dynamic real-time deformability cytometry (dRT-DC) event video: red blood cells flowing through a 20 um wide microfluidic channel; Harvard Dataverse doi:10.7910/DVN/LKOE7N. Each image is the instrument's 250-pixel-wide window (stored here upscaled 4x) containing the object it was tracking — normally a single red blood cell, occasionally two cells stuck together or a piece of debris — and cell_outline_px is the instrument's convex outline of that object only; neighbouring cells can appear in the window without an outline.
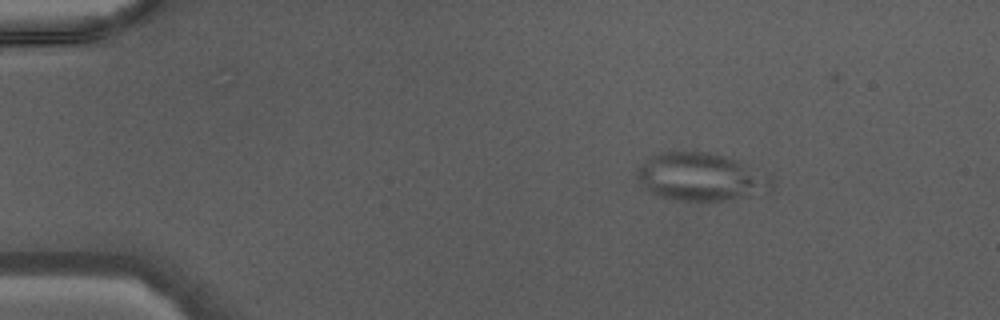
{"species": "Egyptian fruit bat (a non-hibernating species)", "species_latin": "Rousettus aegyptiacus", "temperature_condition": "warm", "stored_images_in_passage": 39, "camera_frame_rate_fps": 3000, "um_per_image_px": 0.085, "animal": {"sex": "male"}, "frame": {"image": 1, "passage_image": 1, "time_ms": 0.0, "image_size_px": [1000, 320], "cell_outline_px": [[776, 180], [772, 184], [752, 196], [724, 200], [680, 200], [660, 196], [644, 188], [636, 172], [652, 156], [660, 152], [708, 152], [736, 160], [772, 176]], "centroid_in_image_um": [59.59, 15.03], "position_along_channel_um": 25.4, "area_um2": 36.59}}
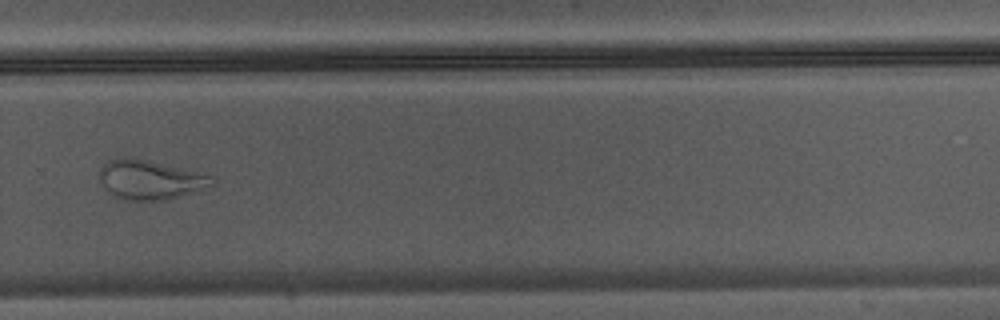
{"frame": {"image": 2, "passage_image": 26, "time_ms": 8.333, "image_size_px": [1000, 320], "cell_outline_px": [[216, 184], [164, 200], [132, 200], [116, 196], [108, 192], [100, 180], [100, 168], [108, 160], [120, 156], [124, 156], [204, 172], [216, 176]], "centroid_in_image_um": [12.8, 15.25], "position_along_channel_um": 317.0, "area_um2": 25.66}}
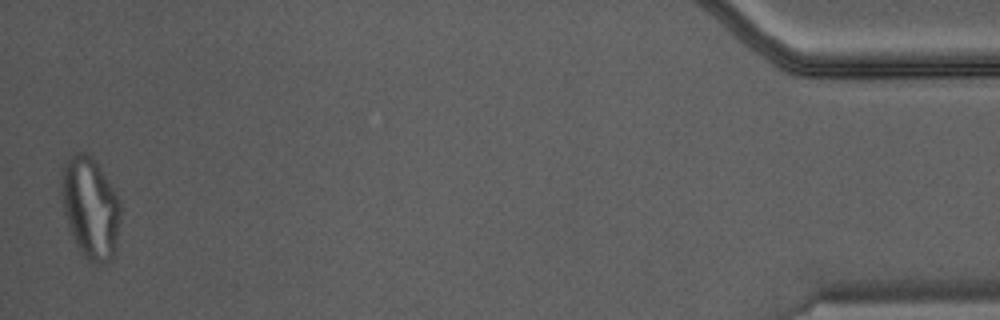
{"frame": {"image": 3, "passage_image": 39, "time_ms": 12.667, "image_size_px": [1000, 320], "cell_outline_px": [[120, 220], [112, 260], [108, 264], [96, 264], [88, 260], [80, 252], [72, 236], [64, 212], [60, 192], [60, 172], [64, 160], [76, 152], [84, 152], [96, 160], [112, 188], [120, 204]], "centroid_in_image_um": [7.64, 17.64], "position_along_channel_um": 427.6, "area_um2": 35.08}}